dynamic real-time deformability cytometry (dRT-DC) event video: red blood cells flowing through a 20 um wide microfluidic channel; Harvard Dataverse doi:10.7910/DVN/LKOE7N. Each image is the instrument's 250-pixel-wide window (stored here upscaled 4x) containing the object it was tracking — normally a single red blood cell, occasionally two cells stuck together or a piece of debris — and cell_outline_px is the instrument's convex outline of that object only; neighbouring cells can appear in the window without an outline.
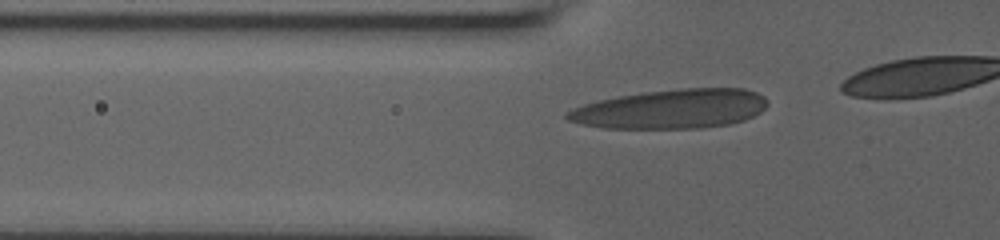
{"species": "human", "species_latin": "Homo sapiens", "temperature_condition": "room temperature", "stored_images_in_passage": 11, "camera_frame_rate_fps": 3000, "um_per_image_px": 0.085, "donor": {"sex": "male"}, "frame": {"image": 1, "passage_image": 2, "time_ms": 0.333, "image_size_px": [1000, 240], "cell_outline_px": [[768, 104], [760, 112], [744, 120], [728, 124], [700, 128], [604, 128], [580, 124], [568, 120], [564, 116], [564, 112], [572, 108], [584, 104], [600, 100], [640, 92], [680, 88], [744, 88], [756, 92], [764, 96], [768, 100]], "centroid_in_image_um": [57.03, 9.25], "position_along_channel_um": 68.8, "area_um2": 46.01}}
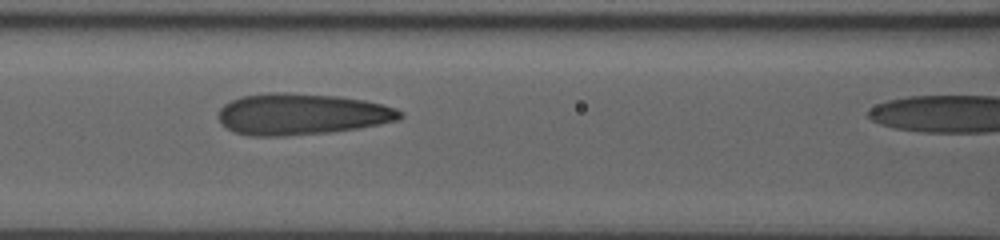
{"frame": {"image": 2, "passage_image": 7, "time_ms": 2.333, "image_size_px": [1000, 240], "cell_outline_px": [[404, 116], [400, 120], [380, 124], [332, 132], [284, 136], [252, 136], [236, 132], [220, 124], [220, 108], [224, 104], [240, 96], [268, 92], [288, 92], [340, 96], [364, 100], [396, 108], [404, 112]], "centroid_in_image_um": [25.66, 9.69], "position_along_channel_um": 140.9, "area_um2": 43.99}}
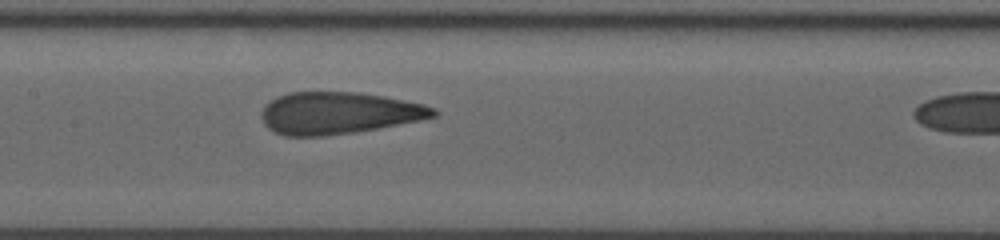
{"frame": {"image": 3, "passage_image": 10, "time_ms": 3.333, "image_size_px": [1000, 240], "cell_outline_px": [[440, 112], [436, 116], [420, 120], [376, 128], [352, 132], [324, 136], [284, 136], [268, 128], [264, 124], [264, 108], [276, 96], [288, 92], [356, 92], [384, 96], [424, 104], [436, 108]], "centroid_in_image_um": [28.82, 9.6], "position_along_channel_um": 178.6, "area_um2": 41.73}}